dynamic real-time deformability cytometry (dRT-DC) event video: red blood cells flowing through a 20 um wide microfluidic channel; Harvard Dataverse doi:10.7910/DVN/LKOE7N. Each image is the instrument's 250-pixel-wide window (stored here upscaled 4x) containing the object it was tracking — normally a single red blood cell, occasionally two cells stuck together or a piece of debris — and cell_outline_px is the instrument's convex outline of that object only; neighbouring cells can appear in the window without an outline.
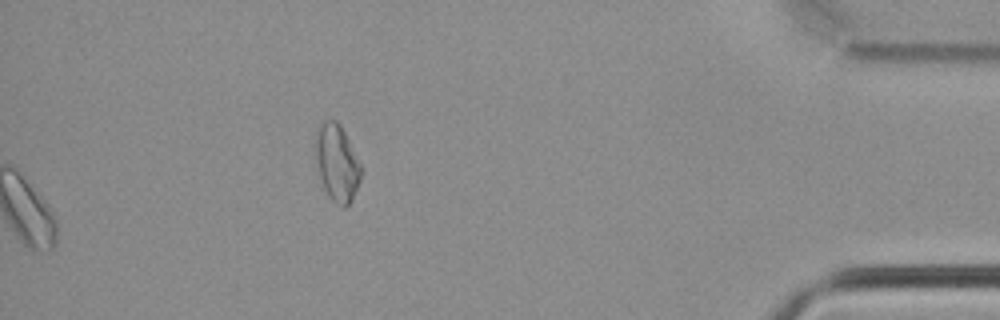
{"species": "common noctule bat (a hibernating species)", "species_latin": "Nyctalus noctula", "temperature_condition": "cold", "stored_images_in_passage": 36, "camera_frame_rate_fps": 3000, "um_per_image_px": 0.085, "animal": {"sex": "male", "body_mass_g": 21.5, "forearm_length_mm": 52.0}, "frame": {"image": 1, "passage_image": 36, "time_ms": 11.667, "image_size_px": [1000, 320], "cell_outline_px": [[360, 180], [352, 200], [344, 208], [340, 208], [328, 196], [324, 188], [320, 176], [316, 160], [316, 128], [324, 120], [336, 120], [340, 124], [360, 164]], "centroid_in_image_um": [28.62, 13.86], "position_along_channel_um": 406.6, "area_um2": 20.06}}